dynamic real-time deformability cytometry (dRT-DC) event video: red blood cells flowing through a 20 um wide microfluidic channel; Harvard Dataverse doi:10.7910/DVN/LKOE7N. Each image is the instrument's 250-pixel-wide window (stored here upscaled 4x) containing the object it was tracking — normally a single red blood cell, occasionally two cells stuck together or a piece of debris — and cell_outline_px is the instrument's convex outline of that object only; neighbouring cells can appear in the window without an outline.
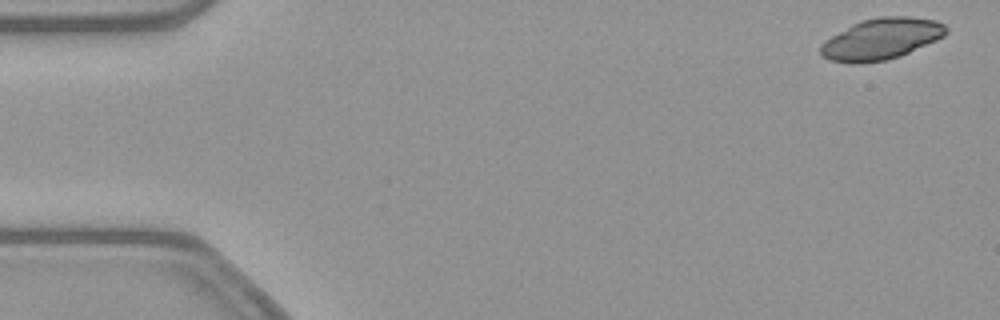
{"species": "common noctule bat (a hibernating species)", "species_latin": "Nyctalus noctula", "temperature_condition": "warm", "stored_images_in_passage": 53, "segment_of_instrument_passage": [1, 2], "camera_frame_rate_fps": 3000, "um_per_image_px": 0.085, "animal": {"sex": "female", "body_mass_g": 21.9}, "frame": {"image": 1, "passage_image": 2, "time_ms": 0.333, "image_size_px": [1000, 320], "cell_outline_px": [[948, 32], [944, 36], [936, 40], [900, 56], [884, 60], [860, 64], [856, 64], [828, 60], [820, 52], [820, 44], [824, 40], [852, 24], [860, 20], [880, 16], [908, 16], [936, 20], [944, 24], [948, 28]], "centroid_in_image_um": [74.9, 3.3], "position_along_channel_um": 10.1, "area_um2": 30.29}}